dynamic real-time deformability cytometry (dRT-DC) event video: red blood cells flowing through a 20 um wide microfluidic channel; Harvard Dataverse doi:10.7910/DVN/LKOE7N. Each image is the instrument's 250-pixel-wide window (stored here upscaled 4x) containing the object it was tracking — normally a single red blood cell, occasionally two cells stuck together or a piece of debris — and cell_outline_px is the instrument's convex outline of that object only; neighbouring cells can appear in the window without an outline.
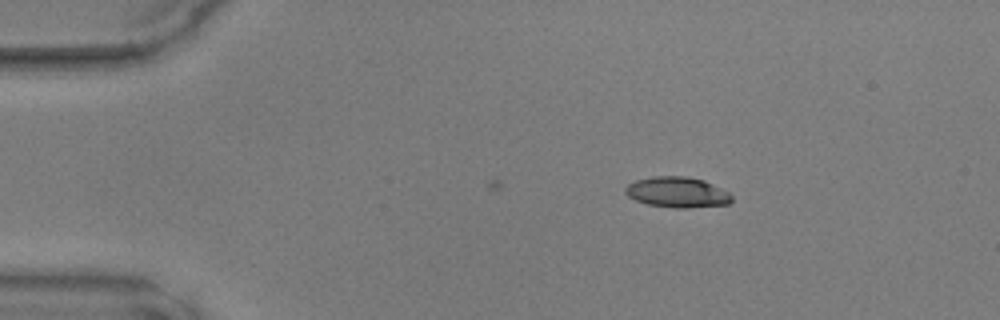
{"species": "common noctule bat (a hibernating species)", "species_latin": "Nyctalus noctula", "temperature_condition": "warm", "stored_images_in_passage": 4, "camera_frame_rate_fps": 3000, "um_per_image_px": 0.085, "animal": {"sex": "male", "body_mass_g": 17.9, "forearm_length_mm": 54.2}, "frame": {"image": 1, "passage_image": 1, "time_ms": 0.0, "image_size_px": [1000, 320], "cell_outline_px": [[732, 200], [728, 204], [688, 208], [676, 208], [648, 204], [636, 200], [628, 196], [624, 192], [624, 188], [628, 184], [636, 180], [652, 176], [688, 176], [704, 180], [728, 192], [732, 196]], "centroid_in_image_um": [57.55, 16.33], "position_along_channel_um": 27.4, "area_um2": 18.96}}